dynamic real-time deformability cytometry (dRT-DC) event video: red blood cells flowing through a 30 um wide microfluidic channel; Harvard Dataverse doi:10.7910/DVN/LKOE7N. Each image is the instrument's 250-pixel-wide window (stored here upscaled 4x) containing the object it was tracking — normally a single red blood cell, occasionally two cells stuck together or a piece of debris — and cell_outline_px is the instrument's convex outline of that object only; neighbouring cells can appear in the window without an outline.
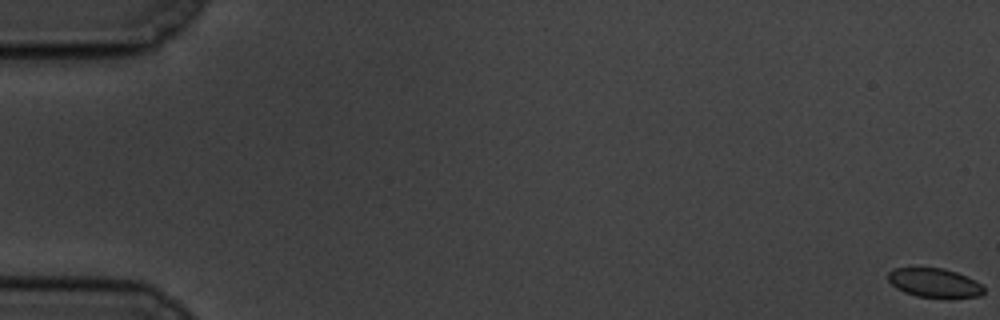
{"species": "common noctule bat (a hibernating species)", "species_latin": "Nyctalus noctula", "temperature_condition": "cold", "stored_images_in_passage": 60, "camera_frame_rate_fps": 3000, "um_per_image_px": 0.085, "animal": {"sex": "male", "body_mass_g": 19.5, "forearm_length_mm": 54.6}, "frame": {"image": 1, "passage_image": 1, "time_ms": 0.0, "image_size_px": [1000, 320], "cell_outline_px": [[984, 292], [980, 296], [916, 296], [904, 292], [896, 288], [888, 280], [888, 272], [896, 268], [944, 268], [956, 272], [980, 284], [984, 288]], "centroid_in_image_um": [79.37, 24.02], "position_along_channel_um": 5.6, "area_um2": 15.61}}
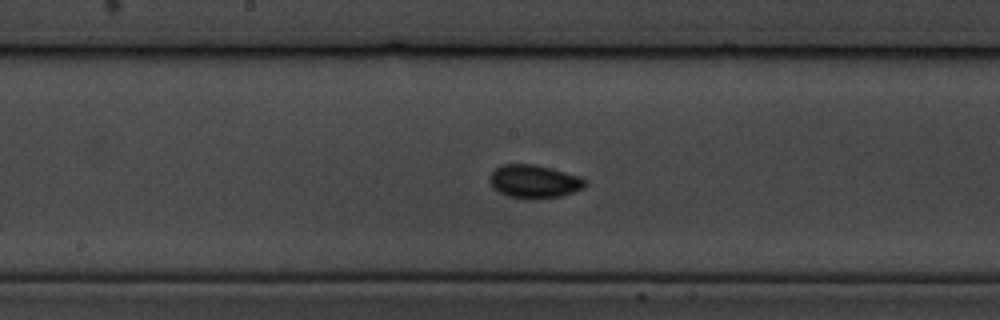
{"frame": {"image": 2, "passage_image": 32, "time_ms": 10.333, "image_size_px": [1000, 320], "cell_outline_px": [[588, 184], [584, 188], [560, 196], [532, 200], [508, 196], [492, 188], [488, 180], [492, 172], [500, 164], [536, 164], [552, 168], [580, 176], [588, 180]], "centroid_in_image_um": [45.41, 15.42], "position_along_channel_um": 202.8, "area_um2": 18.84}}
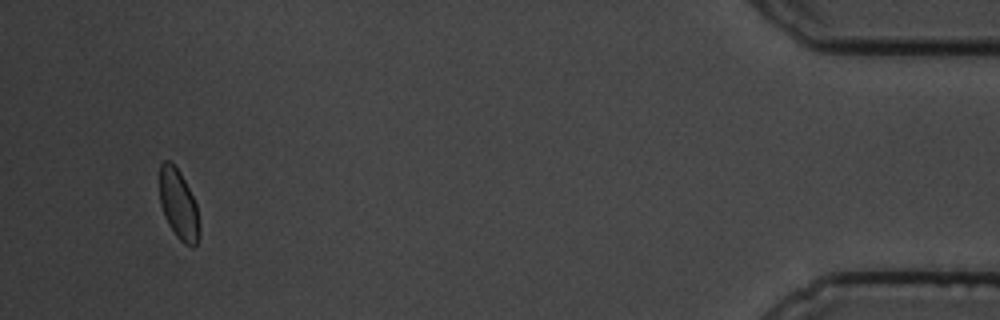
{"frame": {"image": 3, "passage_image": 57, "time_ms": 18.667, "image_size_px": [1000, 320], "cell_outline_px": [[200, 236], [196, 244], [192, 248], [184, 244], [176, 236], [168, 224], [164, 216], [160, 204], [160, 164], [164, 160], [168, 160], [180, 172], [196, 204], [200, 228]], "centroid_in_image_um": [15.18, 17.44], "position_along_channel_um": 420.0, "area_um2": 16.18}, "authors_computed_cell_mechanics": {"area_um2": 17.2822, "velocity_mm_per_s": 3.4627, "shape_relaxation_time_tau1_ms": 6.4762, "shape_relaxation_time_tau2_ms": 3.198, "deformation_change_tau1": 0.0687, "deformation_change_tau2": 0.0533}}